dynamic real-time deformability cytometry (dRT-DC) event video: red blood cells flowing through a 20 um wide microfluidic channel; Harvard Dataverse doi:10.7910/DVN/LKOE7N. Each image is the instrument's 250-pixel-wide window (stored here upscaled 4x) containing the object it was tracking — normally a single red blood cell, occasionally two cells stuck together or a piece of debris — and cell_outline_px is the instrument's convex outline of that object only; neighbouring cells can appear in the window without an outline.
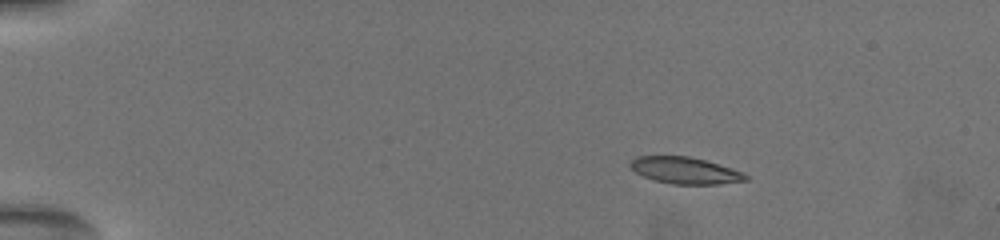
{"species": "common noctule bat (a hibernating species)", "species_latin": "Nyctalus noctula", "temperature_condition": "warm", "stored_images_in_passage": 41, "camera_frame_rate_fps": 3000, "um_per_image_px": 0.085, "animal": {"sex": "female", "body_mass_g": 19.5, "forearm_length_mm": 54.1}, "frame": {"image": 1, "passage_image": 1, "time_ms": 0.0, "image_size_px": [1000, 240], "cell_outline_px": [[748, 180], [716, 184], [672, 184], [652, 180], [636, 172], [628, 164], [636, 156], [688, 156], [704, 160], [744, 172], [748, 176]], "centroid_in_image_um": [58.22, 14.49], "position_along_channel_um": 26.8, "area_um2": 17.8}}
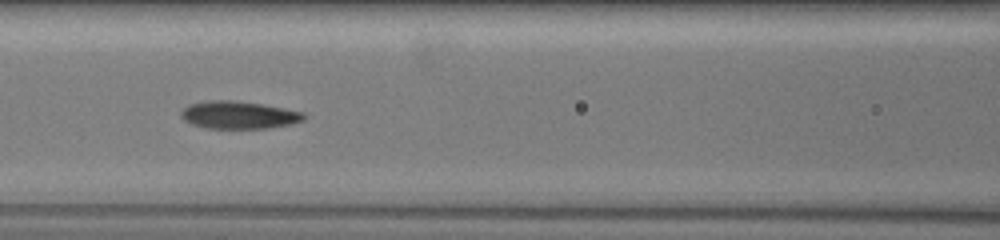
{"frame": {"image": 2, "passage_image": 16, "time_ms": 6.0, "image_size_px": [1000, 240], "cell_outline_px": [[308, 116], [304, 120], [292, 124], [268, 128], [204, 128], [192, 124], [184, 120], [180, 116], [180, 112], [188, 104], [208, 100], [228, 100], [260, 104], [284, 108], [304, 112]], "centroid_in_image_um": [20.3, 9.78], "position_along_channel_um": 146.3, "area_um2": 19.83}}
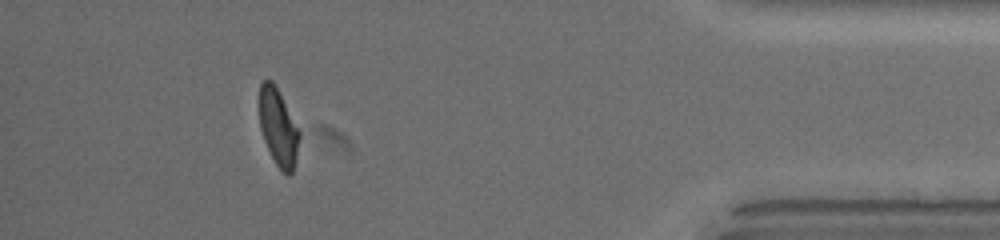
{"frame": {"image": 3, "passage_image": 36, "time_ms": 14.333, "image_size_px": [1000, 240], "cell_outline_px": [[300, 136], [296, 156], [292, 172], [288, 176], [276, 164], [264, 140], [260, 128], [260, 84], [264, 80], [272, 80], [276, 84], [300, 132]], "centroid_in_image_um": [23.65, 10.79], "position_along_channel_um": 411.5, "area_um2": 17.69}, "authors_computed_cell_mechanics": {"area_um2": 19.363, "velocity_mm_per_s": 3.7176, "shape_relaxation_time_tau1_ms": 6.0566, "shape_relaxation_time_tau2_ms": 1.0555, "deformation_change_tau1": 0.2241, "deformation_change_tau2": 0.0707}}